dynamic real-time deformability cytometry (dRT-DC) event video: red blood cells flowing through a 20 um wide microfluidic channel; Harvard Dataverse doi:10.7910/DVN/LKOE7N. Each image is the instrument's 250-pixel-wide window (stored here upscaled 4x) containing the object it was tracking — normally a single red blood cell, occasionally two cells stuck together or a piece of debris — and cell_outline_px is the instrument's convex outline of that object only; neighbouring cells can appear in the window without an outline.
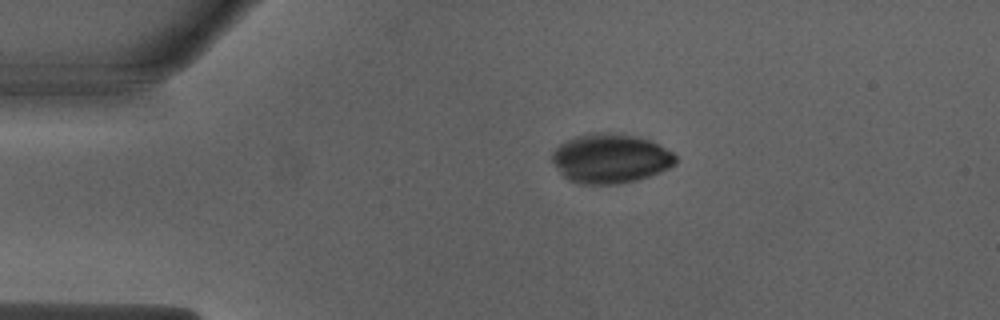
{"species": "Egyptian fruit bat (a non-hibernating species)", "species_latin": "Rousettus aegyptiacus", "temperature_condition": "warm", "stored_images_in_passage": 38, "camera_frame_rate_fps": 3000, "um_per_image_px": 0.085, "animal": {"sex": "male"}, "frame": {"image": 1, "passage_image": 1, "time_ms": 0.0, "image_size_px": [1000, 320], "cell_outline_px": [[676, 164], [660, 172], [636, 180], [616, 184], [580, 184], [568, 180], [560, 172], [552, 160], [552, 152], [560, 144], [576, 136], [592, 132], [604, 132], [636, 136], [648, 140], [672, 152], [676, 156]], "centroid_in_image_um": [51.87, 13.47], "position_along_channel_um": 33.1, "area_um2": 35.26}}